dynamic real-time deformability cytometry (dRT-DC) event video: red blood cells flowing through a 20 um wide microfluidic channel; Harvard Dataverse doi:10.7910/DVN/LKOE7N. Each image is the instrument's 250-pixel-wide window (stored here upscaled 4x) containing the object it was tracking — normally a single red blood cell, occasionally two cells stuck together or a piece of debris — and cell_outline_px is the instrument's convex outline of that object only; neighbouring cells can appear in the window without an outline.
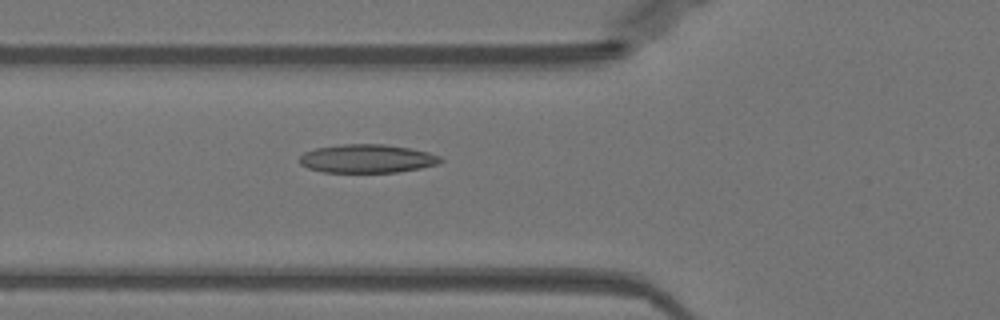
{"species": "Egyptian fruit bat (a non-hibernating species)", "species_latin": "Rousettus aegyptiacus", "temperature_condition": "warm", "stored_images_in_passage": 50, "camera_frame_rate_fps": 3000, "um_per_image_px": 0.085, "animal": {"sex": "female"}, "frame": {"image": 1, "passage_image": 18, "time_ms": 5.667, "image_size_px": [1000, 320], "cell_outline_px": [[444, 160], [436, 164], [420, 168], [396, 172], [324, 172], [308, 168], [300, 164], [300, 156], [304, 152], [316, 148], [344, 144], [384, 144], [408, 148], [428, 152], [440, 156]], "centroid_in_image_um": [31.19, 13.48], "position_along_channel_um": 94.6, "area_um2": 23.24}}
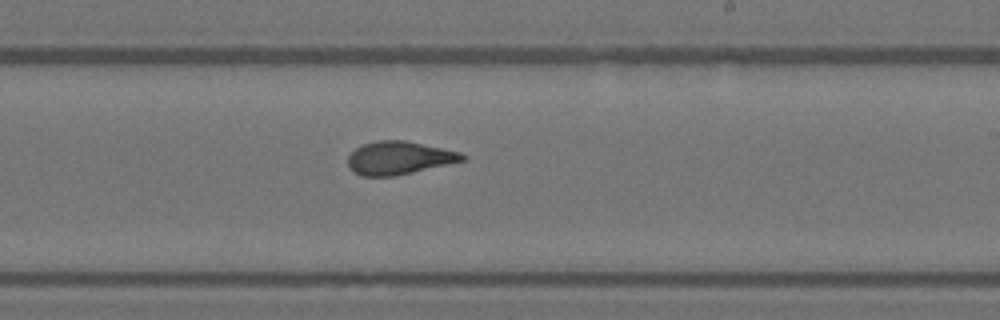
{"frame": {"image": 2, "passage_image": 30, "time_ms": 9.667, "image_size_px": [1000, 320], "cell_outline_px": [[468, 156], [464, 160], [396, 176], [360, 176], [352, 172], [348, 168], [348, 156], [356, 148], [364, 144], [376, 140], [404, 140], [460, 152]], "centroid_in_image_um": [33.88, 13.43], "position_along_channel_um": 255.1, "area_um2": 22.02}}
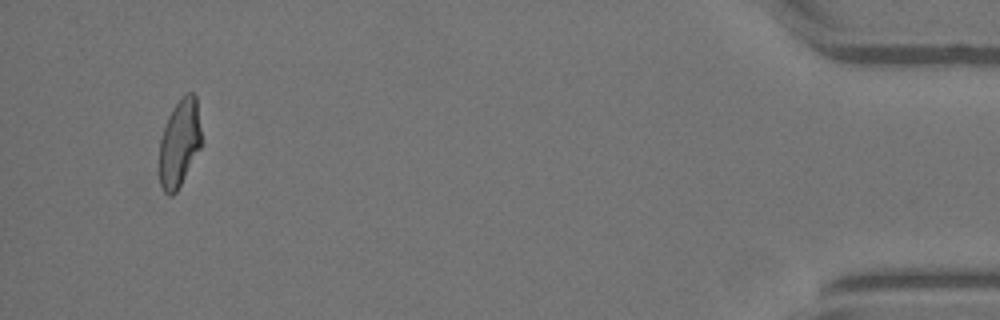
{"frame": {"image": 3, "passage_image": 48, "time_ms": 15.667, "image_size_px": [1000, 320], "cell_outline_px": [[200, 148], [176, 192], [172, 196], [168, 196], [164, 192], [160, 184], [160, 140], [168, 116], [172, 108], [180, 96], [188, 92], [192, 92], [196, 96], [200, 128]], "centroid_in_image_um": [15.24, 12.13], "position_along_channel_um": 420.0, "area_um2": 21.21}, "authors_computed_cell_mechanics": {"area_um2": 22.4264, "velocity_mm_per_s": 4.0083, "shape_relaxation_time_tau1_ms": 9.1727, "shape_relaxation_time_tau2_ms": 1.8122, "deformation_change_tau1": 0.2709, "deformation_change_tau2": 0.0968}}